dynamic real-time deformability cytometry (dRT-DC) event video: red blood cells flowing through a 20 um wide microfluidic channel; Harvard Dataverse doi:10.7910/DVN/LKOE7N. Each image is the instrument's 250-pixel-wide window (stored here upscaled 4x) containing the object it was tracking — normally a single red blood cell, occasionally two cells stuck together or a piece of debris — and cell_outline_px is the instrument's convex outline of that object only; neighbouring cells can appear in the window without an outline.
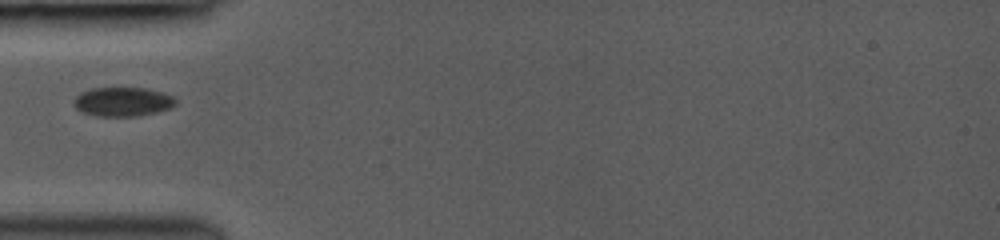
{"species": "common noctule bat (a hibernating species)", "species_latin": "Nyctalus noctula", "temperature_condition": "room temperature", "stored_images_in_passage": 31, "camera_frame_rate_fps": 3000, "um_per_image_px": 0.085, "animal": {"sex": "female", "body_mass_g": 19.0, "forearm_length_mm": 53.3}, "frame": {"image": 1, "passage_image": 1, "time_ms": 0.0, "image_size_px": [1000, 240], "cell_outline_px": [[176, 104], [168, 108], [156, 112], [136, 116], [96, 116], [80, 112], [72, 104], [72, 100], [80, 92], [88, 88], [148, 88], [172, 96], [176, 100]], "centroid_in_image_um": [10.35, 8.64], "position_along_channel_um": 74.6, "area_um2": 17.4}}
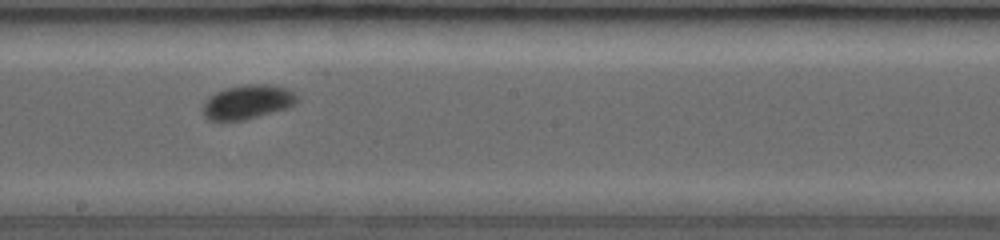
{"frame": {"image": 2, "passage_image": 12, "time_ms": 3.667, "image_size_px": [1000, 240], "cell_outline_px": [[300, 100], [296, 104], [288, 108], [244, 120], [220, 124], [208, 120], [204, 116], [200, 108], [208, 96], [224, 88], [244, 84], [272, 84], [288, 88], [300, 96]], "centroid_in_image_um": [21.01, 8.69], "position_along_channel_um": 227.2, "area_um2": 19.83}}
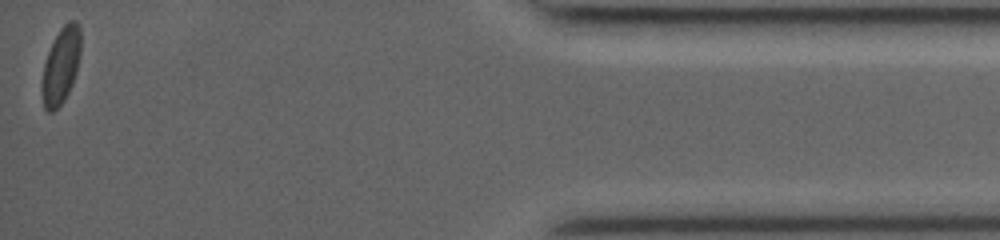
{"frame": {"image": 3, "passage_image": 31, "time_ms": 10.0, "image_size_px": [1000, 240], "cell_outline_px": [[80, 52], [76, 72], [72, 84], [64, 100], [52, 112], [48, 112], [44, 108], [40, 92], [40, 84], [44, 64], [48, 52], [60, 28], [68, 20], [76, 20], [80, 28]], "centroid_in_image_um": [5.15, 5.59], "position_along_channel_um": 430.0, "area_um2": 17.34}}